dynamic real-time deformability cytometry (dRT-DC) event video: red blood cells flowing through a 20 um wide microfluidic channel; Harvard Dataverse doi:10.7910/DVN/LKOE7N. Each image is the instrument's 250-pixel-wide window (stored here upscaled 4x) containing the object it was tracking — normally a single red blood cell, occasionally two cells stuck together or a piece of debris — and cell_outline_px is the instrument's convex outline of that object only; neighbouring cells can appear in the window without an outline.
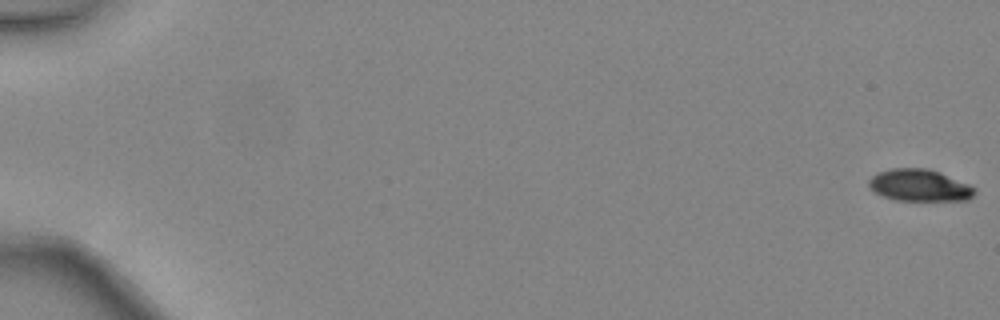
{"species": "common noctule bat (a hibernating species)", "species_latin": "Nyctalus noctula", "temperature_condition": "warm", "stored_images_in_passage": 48, "camera_frame_rate_fps": 3000, "um_per_image_px": 0.085, "animal": {"sex": "female", "body_mass_g": 24.6, "forearm_length_mm": 56.2}, "frame": {"image": 1, "passage_image": 1, "time_ms": 0.0, "image_size_px": [1000, 320], "cell_outline_px": [[976, 192], [968, 200], [896, 200], [884, 196], [876, 192], [868, 184], [868, 180], [872, 176], [880, 172], [892, 168], [924, 168], [940, 172], [968, 184], [976, 188]], "centroid_in_image_um": [78.18, 15.75], "position_along_channel_um": 6.8, "area_um2": 19.42}}
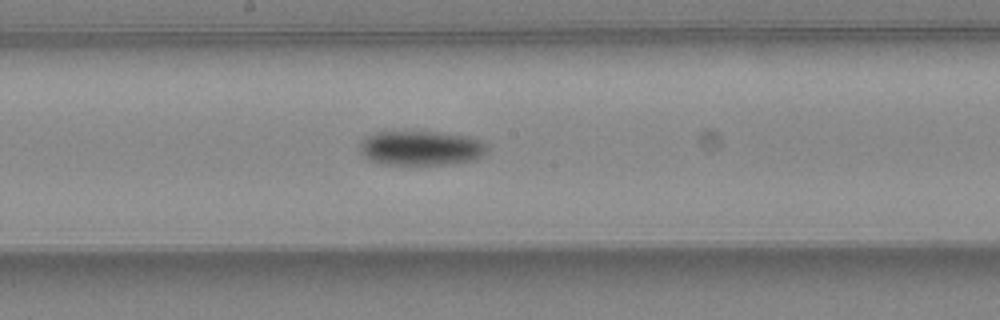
{"frame": {"image": 2, "passage_image": 28, "time_ms": 9.0, "image_size_px": [1000, 320], "cell_outline_px": [[488, 152], [484, 156], [472, 160], [440, 164], [380, 164], [368, 160], [360, 152], [360, 140], [364, 136], [372, 132], [440, 132], [472, 136], [488, 144]], "centroid_in_image_um": [35.78, 12.57], "position_along_channel_um": 212.4, "area_um2": 26.01}}
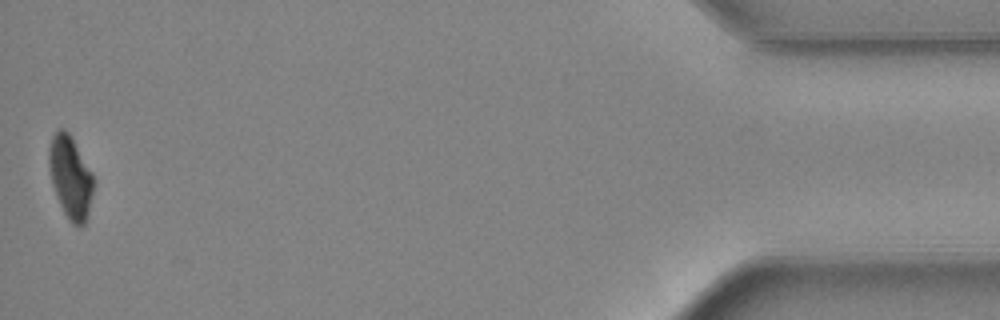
{"frame": {"image": 3, "passage_image": 48, "time_ms": 15.667, "image_size_px": [1000, 320], "cell_outline_px": [[92, 192], [88, 216], [84, 224], [80, 228], [72, 224], [64, 212], [56, 196], [52, 184], [48, 164], [48, 148], [52, 136], [60, 128], [64, 128], [68, 132], [92, 172]], "centroid_in_image_um": [5.96, 15.07], "position_along_channel_um": 429.2, "area_um2": 21.21}, "authors_computed_cell_mechanics": {"area_um2": 23.3223, "velocity_mm_per_s": 4.498, "shape_relaxation_time_tau1_ms": 4.3476, "shape_relaxation_time_tau2_ms": null, "deformation_change_tau1": 0.1534, "deformation_change_tau2": null}}